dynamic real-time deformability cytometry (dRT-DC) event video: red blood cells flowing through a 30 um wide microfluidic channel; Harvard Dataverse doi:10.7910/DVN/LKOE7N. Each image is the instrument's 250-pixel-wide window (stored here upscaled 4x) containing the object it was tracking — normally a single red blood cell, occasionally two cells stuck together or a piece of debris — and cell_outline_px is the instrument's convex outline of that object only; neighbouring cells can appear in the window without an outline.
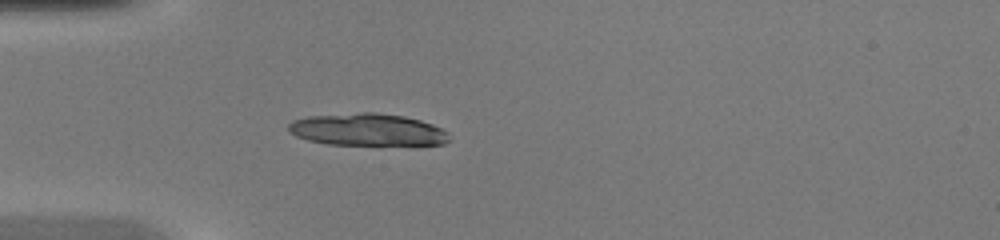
{"species": "common noctule bat (a hibernating species)", "species_latin": "Nyctalus noctula", "temperature_condition": "warm", "stored_images_in_passage": 33, "camera_frame_rate_fps": 3000, "um_per_image_px": 0.085, "animal": {"sex": "female", "body_mass_g": 20.0, "forearm_length_mm": 54.0}, "frame": {"image": 1, "passage_image": 1, "time_ms": 0.0, "image_size_px": [1000, 240], "cell_outline_px": [[448, 140], [444, 144], [328, 144], [308, 140], [296, 136], [288, 132], [288, 124], [292, 120], [308, 116], [364, 112], [376, 112], [404, 116], [420, 120], [432, 124], [448, 132]], "centroid_in_image_um": [31.18, 11.01], "position_along_channel_um": 53.8, "area_um2": 29.94}}